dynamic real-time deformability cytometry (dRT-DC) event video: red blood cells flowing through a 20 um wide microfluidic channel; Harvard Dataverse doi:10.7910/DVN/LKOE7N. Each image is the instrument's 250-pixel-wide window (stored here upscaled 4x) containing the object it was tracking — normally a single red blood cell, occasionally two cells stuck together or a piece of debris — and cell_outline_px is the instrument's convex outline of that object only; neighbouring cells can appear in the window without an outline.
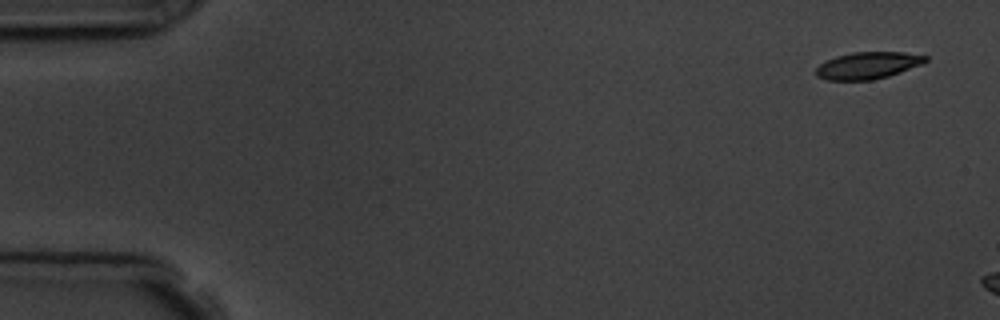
{"species": "common noctule bat (a hibernating species)", "species_latin": "Nyctalus noctula", "temperature_condition": "room temperature", "stored_images_in_passage": 2, "camera_frame_rate_fps": 3000, "um_per_image_px": 0.085, "animal": {"sex": "male", "body_mass_g": 19.5, "forearm_length_mm": 54.6}, "frame": {"image": 1, "passage_image": 1, "time_ms": 0.0, "image_size_px": [1000, 320], "cell_outline_px": [[928, 60], [924, 64], [888, 76], [872, 80], [828, 80], [816, 76], [816, 68], [820, 64], [836, 56], [852, 52], [904, 52], [928, 56]], "centroid_in_image_um": [73.8, 5.56], "position_along_channel_um": 11.2, "area_um2": 17.22}}